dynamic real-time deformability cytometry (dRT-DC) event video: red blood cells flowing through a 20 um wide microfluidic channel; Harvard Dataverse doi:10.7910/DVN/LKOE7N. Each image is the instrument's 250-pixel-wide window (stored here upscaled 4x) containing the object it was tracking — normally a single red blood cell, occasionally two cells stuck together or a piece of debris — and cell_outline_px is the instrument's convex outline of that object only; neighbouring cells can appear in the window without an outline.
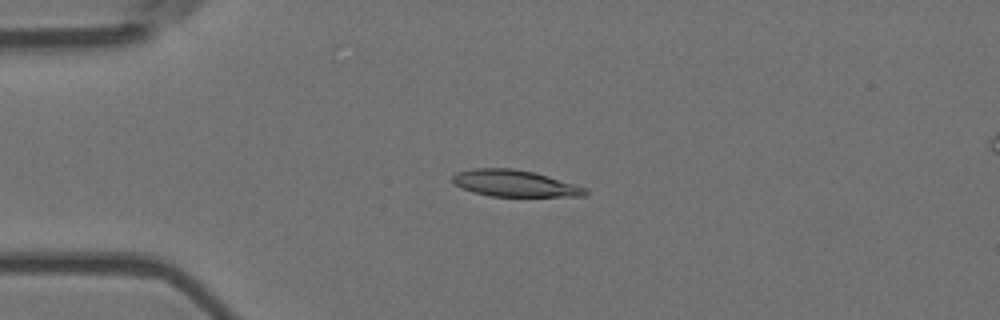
{"species": "Egyptian fruit bat (a non-hibernating species)", "species_latin": "Rousettus aegyptiacus", "temperature_condition": "room temperature", "stored_images_in_passage": 56, "camera_frame_rate_fps": 3000, "um_per_image_px": 0.085, "animal": {"sex": "female"}, "frame": {"image": 1, "passage_image": 14, "time_ms": 4.333, "image_size_px": [1000, 320], "cell_outline_px": [[588, 196], [488, 196], [472, 192], [456, 184], [452, 180], [452, 176], [456, 172], [472, 168], [512, 168], [536, 172], [588, 188]], "centroid_in_image_um": [43.77, 15.58], "position_along_channel_um": 41.2, "area_um2": 20.69}}
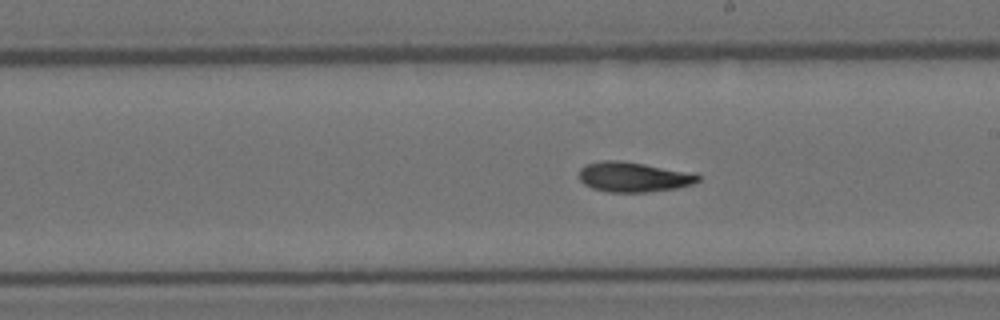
{"frame": {"image": 2, "passage_image": 32, "time_ms": 10.333, "image_size_px": [1000, 320], "cell_outline_px": [[700, 180], [692, 184], [676, 188], [648, 192], [608, 192], [592, 188], [584, 184], [580, 180], [580, 168], [588, 164], [600, 160], [620, 160], [696, 172], [700, 176]], "centroid_in_image_um": [53.89, 15.03], "position_along_channel_um": 235.1, "area_um2": 20.98}}
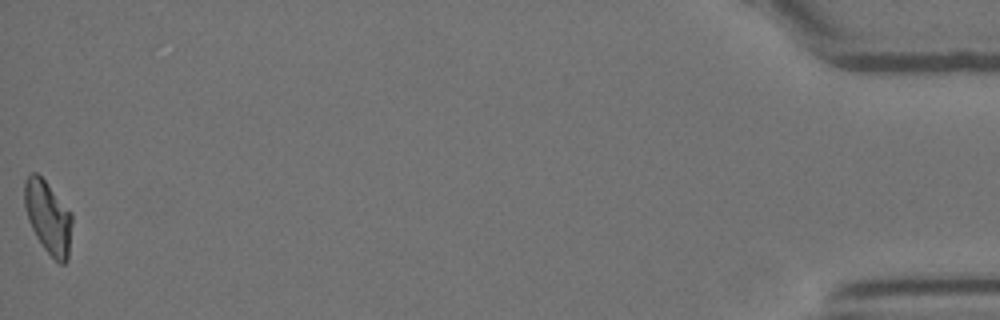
{"frame": {"image": 3, "passage_image": 56, "time_ms": 18.333, "image_size_px": [1000, 320], "cell_outline_px": [[72, 224], [68, 260], [64, 264], [60, 264], [44, 248], [36, 236], [28, 220], [24, 208], [24, 180], [32, 172], [36, 172], [44, 180], [72, 212]], "centroid_in_image_um": [4.09, 18.46], "position_along_channel_um": 431.1, "area_um2": 20.17}, "authors_computed_cell_mechanics": {"area_um2": 20.6924, "velocity_mm_per_s": 3.6624, "shape_relaxation_time_tau1_ms": 8.2626, "shape_relaxation_time_tau2_ms": 6.7932, "deformation_change_tau1": 0.2216, "deformation_change_tau2": 0.1461}}